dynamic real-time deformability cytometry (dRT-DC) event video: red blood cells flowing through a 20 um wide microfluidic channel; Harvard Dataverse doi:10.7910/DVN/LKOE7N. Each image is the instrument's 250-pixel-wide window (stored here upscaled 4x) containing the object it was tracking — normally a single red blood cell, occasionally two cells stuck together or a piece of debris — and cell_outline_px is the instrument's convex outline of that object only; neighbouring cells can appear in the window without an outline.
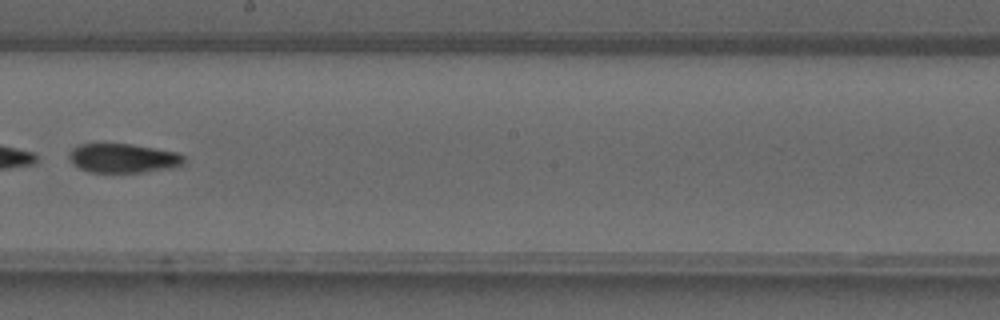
{"species": "common noctule bat (a hibernating species)", "species_latin": "Nyctalus noctula", "temperature_condition": "warm", "stored_images_in_passage": 31, "camera_frame_rate_fps": 3000, "um_per_image_px": 0.085, "animal": {"sex": "male", "forearm_length_mm": 52.5}, "frame": {"image": 1, "passage_image": 14, "time_ms": 4.333, "image_size_px": [1000, 320], "cell_outline_px": [[184, 164], [172, 168], [144, 172], [88, 172], [72, 164], [68, 156], [72, 148], [80, 144], [132, 144], [176, 152], [184, 156]], "centroid_in_image_um": [10.46, 13.45], "position_along_channel_um": 237.7, "area_um2": 19.54}}